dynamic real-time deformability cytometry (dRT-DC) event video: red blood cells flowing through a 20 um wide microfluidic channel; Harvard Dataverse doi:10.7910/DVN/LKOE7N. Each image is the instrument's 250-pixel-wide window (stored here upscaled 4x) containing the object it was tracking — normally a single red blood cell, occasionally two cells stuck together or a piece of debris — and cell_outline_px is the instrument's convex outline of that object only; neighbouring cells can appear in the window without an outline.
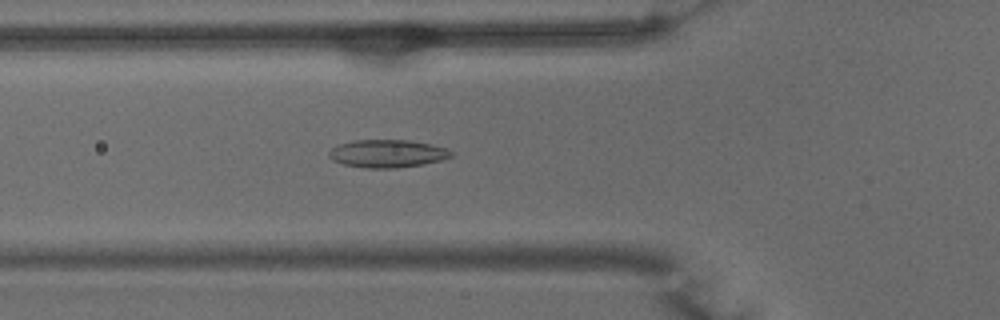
{"species": "common noctule bat (a hibernating species)", "species_latin": "Nyctalus noctula", "temperature_condition": "warm", "stored_images_in_passage": 52, "camera_frame_rate_fps": 3000, "um_per_image_px": 0.085, "animal": {"sex": "male", "body_mass_g": 15.6}, "frame": {"image": 1, "passage_image": 18, "time_ms": 5.667, "image_size_px": [1000, 320], "cell_outline_px": [[452, 156], [440, 160], [424, 164], [396, 168], [364, 168], [344, 164], [332, 160], [328, 156], [328, 152], [336, 144], [356, 140], [408, 140], [432, 144], [448, 148], [452, 152]], "centroid_in_image_um": [32.91, 13.05], "position_along_channel_um": 92.9, "area_um2": 19.94}}
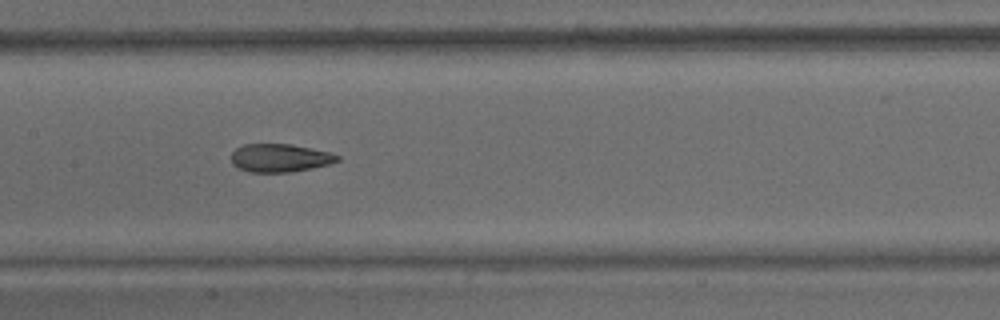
{"frame": {"image": 2, "passage_image": 25, "time_ms": 8.0, "image_size_px": [1000, 320], "cell_outline_px": [[340, 160], [328, 164], [312, 168], [292, 172], [248, 172], [232, 164], [232, 152], [236, 148], [244, 144], [292, 144], [328, 152], [340, 156]], "centroid_in_image_um": [23.78, 13.42], "position_along_channel_um": 183.6, "area_um2": 17.34}}
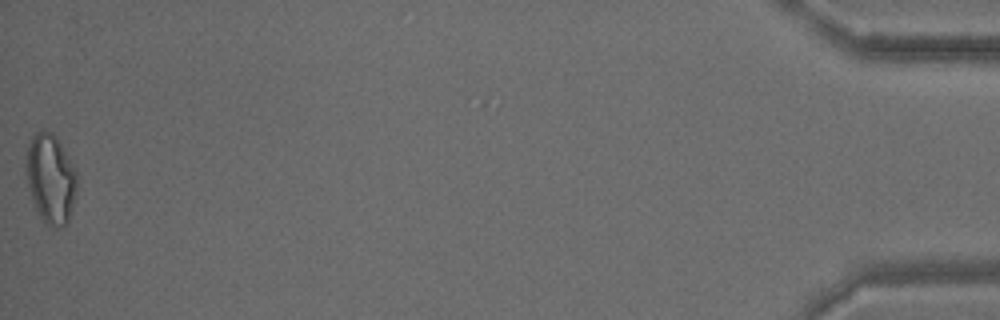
{"frame": {"image": 3, "passage_image": 52, "time_ms": 17.0, "image_size_px": [1000, 320], "cell_outline_px": [[76, 192], [68, 220], [60, 228], [48, 224], [40, 216], [32, 200], [28, 188], [24, 172], [24, 164], [28, 144], [32, 136], [40, 128], [44, 128], [52, 132], [56, 136], [76, 172]], "centroid_in_image_um": [4.25, 15.12], "position_along_channel_um": 431.0, "area_um2": 26.53}, "authors_computed_cell_mechanics": {"area_um2": 19.9699, "velocity_mm_per_s": 3.853, "shape_relaxation_time_tau1_ms": 11.3924, "shape_relaxation_time_tau2_ms": 1.6648, "deformation_change_tau1": 0.3008, "deformation_change_tau2": 0.0902}}